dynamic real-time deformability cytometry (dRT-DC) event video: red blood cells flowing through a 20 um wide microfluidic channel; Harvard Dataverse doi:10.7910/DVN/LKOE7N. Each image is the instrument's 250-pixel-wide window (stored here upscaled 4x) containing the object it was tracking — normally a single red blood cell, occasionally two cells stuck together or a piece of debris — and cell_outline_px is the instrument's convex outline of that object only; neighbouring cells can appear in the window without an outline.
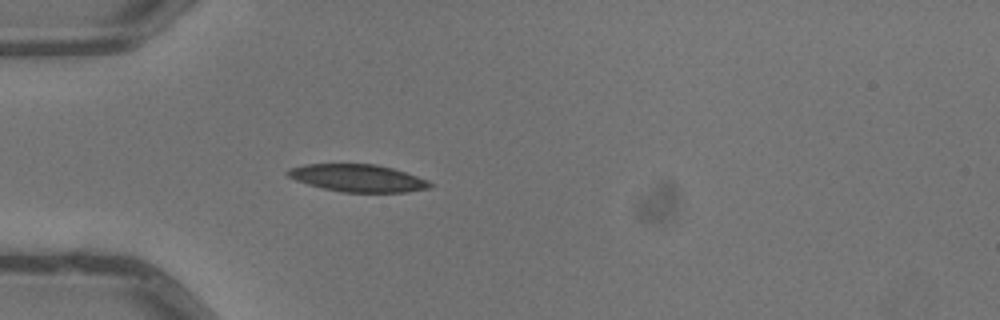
{"species": "common noctule bat (a hibernating species)", "species_latin": "Nyctalus noctula", "temperature_condition": "warm", "stored_images_in_passage": 2, "camera_frame_rate_fps": 3000, "um_per_image_px": 0.085, "animal": {"sex": "male", "body_mass_g": 13.3}, "frame": {"image": 1, "passage_image": 2, "time_ms": 0.333, "image_size_px": [1000, 320], "cell_outline_px": [[436, 184], [432, 188], [408, 192], [340, 192], [308, 184], [296, 180], [288, 176], [284, 172], [288, 168], [304, 164], [376, 164], [392, 168], [428, 180]], "centroid_in_image_um": [30.43, 15.14], "position_along_channel_um": 54.6, "area_um2": 22.83}}